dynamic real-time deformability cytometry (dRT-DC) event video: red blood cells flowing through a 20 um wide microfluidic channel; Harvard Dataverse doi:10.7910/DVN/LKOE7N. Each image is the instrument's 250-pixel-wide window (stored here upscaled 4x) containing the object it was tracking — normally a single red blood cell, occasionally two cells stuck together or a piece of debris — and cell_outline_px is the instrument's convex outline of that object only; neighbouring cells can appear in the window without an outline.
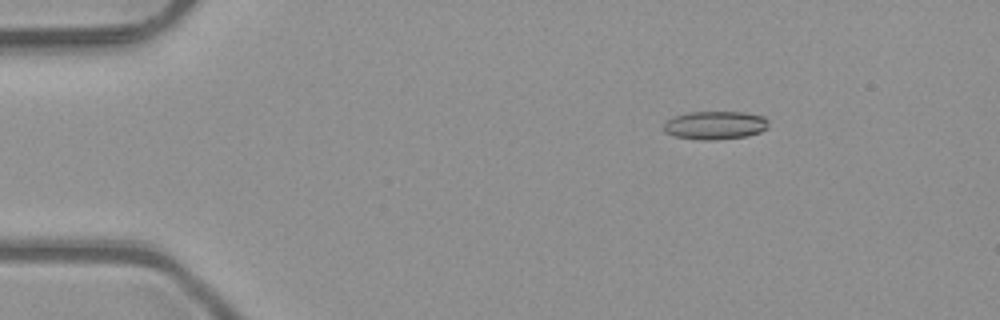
{"species": "common noctule bat (a hibernating species)", "species_latin": "Nyctalus noctula", "temperature_condition": "room temperature", "stored_images_in_passage": 3, "camera_frame_rate_fps": 3000, "um_per_image_px": 0.085, "animal": {"sex": "male", "body_mass_g": 23.1, "forearm_length_mm": 52.7}, "frame": {"image": 1, "passage_image": 1, "time_ms": 0.0, "image_size_px": [1000, 320], "cell_outline_px": [[768, 128], [760, 132], [748, 136], [716, 140], [700, 140], [676, 136], [664, 132], [664, 124], [668, 120], [676, 116], [688, 112], [744, 112], [764, 116], [768, 120]], "centroid_in_image_um": [60.83, 10.65], "position_along_channel_um": 24.2, "area_um2": 17.34}}